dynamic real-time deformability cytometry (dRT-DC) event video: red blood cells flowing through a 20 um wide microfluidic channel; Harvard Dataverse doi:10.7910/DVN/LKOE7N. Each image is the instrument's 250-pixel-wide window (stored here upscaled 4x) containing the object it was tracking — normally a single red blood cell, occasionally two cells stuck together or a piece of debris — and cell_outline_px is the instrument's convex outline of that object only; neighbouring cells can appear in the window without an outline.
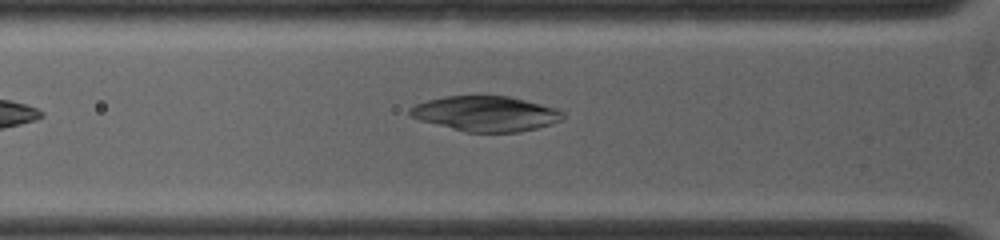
{"species": "common noctule bat (a hibernating species)", "species_latin": "Nyctalus noctula", "temperature_condition": "warm", "stored_images_in_passage": 9, "camera_frame_rate_fps": 5000, "um_per_image_px": 0.085, "animal": {"sex": "female", "body_mass_g": 19.0, "forearm_length_mm": 53.3}, "frame": {"image": 1, "passage_image": 3, "time_ms": 0.4, "image_size_px": [1000, 240], "cell_outline_px": [[564, 120], [552, 124], [520, 132], [464, 132], [420, 120], [408, 116], [408, 108], [416, 104], [428, 100], [444, 96], [476, 92], [508, 96], [560, 108], [564, 112]], "centroid_in_image_um": [41.29, 9.62], "position_along_channel_um": 84.5, "area_um2": 32.6}}